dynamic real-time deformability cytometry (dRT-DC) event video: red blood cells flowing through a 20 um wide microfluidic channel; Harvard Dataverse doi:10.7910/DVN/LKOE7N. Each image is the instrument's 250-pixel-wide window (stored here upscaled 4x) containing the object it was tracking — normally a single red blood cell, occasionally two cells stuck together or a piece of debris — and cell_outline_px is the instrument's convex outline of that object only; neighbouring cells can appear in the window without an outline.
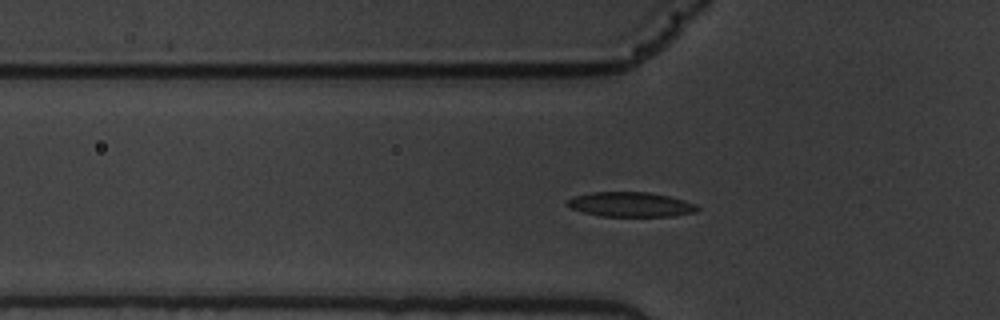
{"species": "common noctule bat (a hibernating species)", "species_latin": "Nyctalus noctula", "temperature_condition": "warm", "stored_images_in_passage": 52, "camera_frame_rate_fps": 3000, "um_per_image_px": 0.085, "animal": {"sex": "male", "body_mass_g": 19.5, "forearm_length_mm": 54.6}, "frame": {"image": 1, "passage_image": 13, "time_ms": 4.0, "image_size_px": [1000, 320], "cell_outline_px": [[700, 208], [696, 212], [672, 216], [600, 216], [584, 212], [572, 208], [564, 204], [572, 196], [592, 192], [648, 192], [668, 196], [684, 200], [696, 204]], "centroid_in_image_um": [53.6, 17.37], "position_along_channel_um": 72.2, "area_um2": 18.73}}
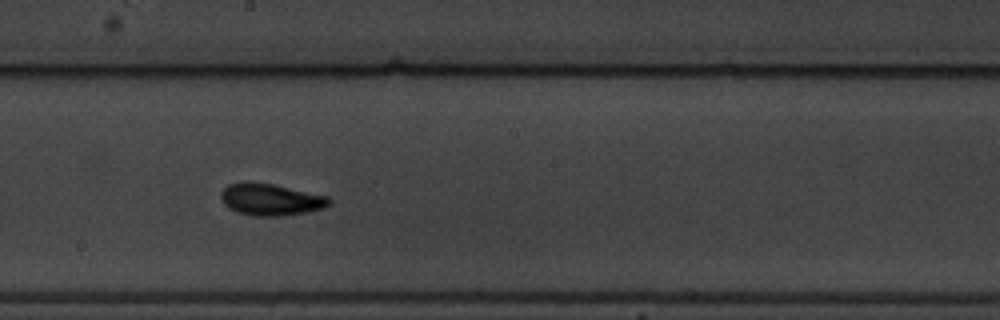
{"frame": {"image": 2, "passage_image": 26, "time_ms": 8.333, "image_size_px": [1000, 320], "cell_outline_px": [[332, 200], [324, 208], [308, 212], [284, 216], [252, 216], [228, 208], [224, 204], [220, 196], [220, 192], [228, 184], [248, 180], [272, 184], [328, 196]], "centroid_in_image_um": [22.99, 16.95], "position_along_channel_um": 225.2, "area_um2": 20.29}}
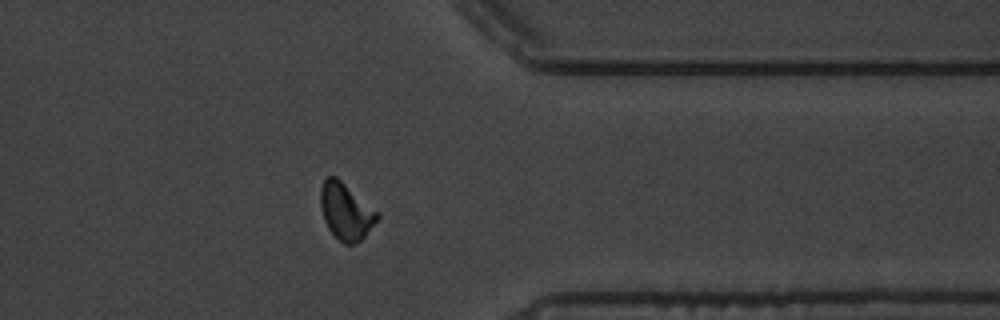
{"frame": {"image": 3, "passage_image": 40, "time_ms": 13.0, "image_size_px": [1000, 320], "cell_outline_px": [[380, 216], [364, 236], [356, 244], [344, 244], [328, 228], [324, 220], [320, 204], [320, 188], [324, 180], [328, 176], [336, 176], [380, 212]], "centroid_in_image_um": [29.41, 17.94], "position_along_channel_um": 382.0, "area_um2": 18.73}, "authors_computed_cell_mechanics": {"area_um2": 18.2359, "velocity_mm_per_s": 3.5283, "shape_relaxation_time_tau1_ms": 3.1462, "shape_relaxation_time_tau2_ms": 2.1643, "deformation_change_tau1": 0.1139, "deformation_change_tau2": 0.074}}